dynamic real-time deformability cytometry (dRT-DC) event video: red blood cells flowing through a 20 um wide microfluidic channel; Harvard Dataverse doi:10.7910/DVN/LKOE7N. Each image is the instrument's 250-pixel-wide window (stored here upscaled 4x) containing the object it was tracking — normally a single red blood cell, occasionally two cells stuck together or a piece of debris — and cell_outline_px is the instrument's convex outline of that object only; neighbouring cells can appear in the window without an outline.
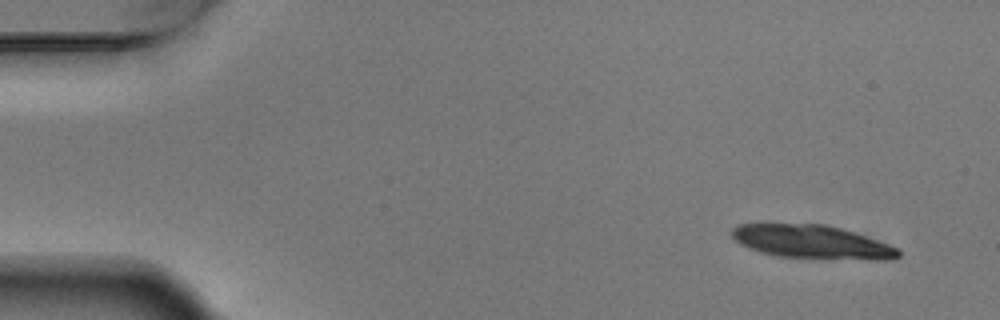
{"species": "Egyptian fruit bat (a non-hibernating species)", "species_latin": "Rousettus aegyptiacus", "temperature_condition": "warm", "stored_images_in_passage": 5, "camera_frame_rate_fps": 3000, "um_per_image_px": 0.085, "animal": {"sex": "male"}, "frame": {"image": 1, "passage_image": 1, "time_ms": 0.0, "image_size_px": [1000, 320], "cell_outline_px": [[900, 256], [892, 260], [828, 260], [776, 256], [760, 252], [748, 248], [740, 244], [732, 236], [732, 228], [740, 224], [764, 220], [824, 224], [840, 228], [900, 248]], "centroid_in_image_um": [68.94, 20.54], "position_along_channel_um": 16.1, "area_um2": 34.1}}
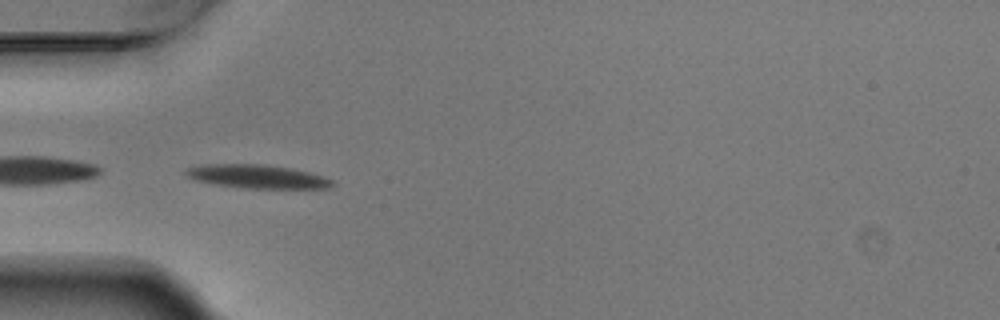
{"frame": {"image": 2, "passage_image": 4, "time_ms": 1.0, "image_size_px": [1000, 320], "cell_outline_px": [[336, 184], [328, 188], [244, 188], [216, 184], [196, 180], [184, 176], [184, 172], [188, 168], [200, 164], [264, 164], [292, 168], [308, 172], [332, 180]], "centroid_in_image_um": [21.83, 14.99], "position_along_channel_um": 63.2, "area_um2": 20.06}}